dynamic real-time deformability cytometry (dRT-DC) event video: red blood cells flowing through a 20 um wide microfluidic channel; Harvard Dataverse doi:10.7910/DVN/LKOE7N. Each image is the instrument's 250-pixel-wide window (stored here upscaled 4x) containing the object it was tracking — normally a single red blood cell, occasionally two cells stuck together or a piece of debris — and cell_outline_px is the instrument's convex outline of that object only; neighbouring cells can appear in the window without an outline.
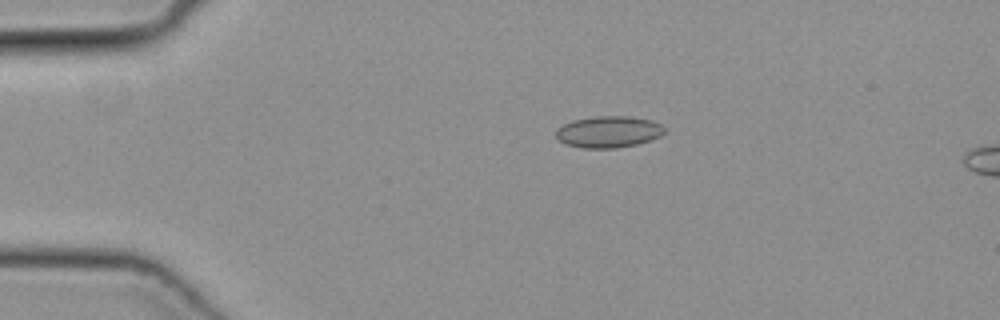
{"species": "common noctule bat (a hibernating species)", "species_latin": "Nyctalus noctula", "temperature_condition": "cold", "stored_images_in_passage": 5, "camera_frame_rate_fps": 3000, "um_per_image_px": 0.085, "animal": {"sex": "female", "body_mass_g": 19.3, "forearm_length_mm": 54.1}, "frame": {"image": 1, "passage_image": 1, "time_ms": 0.0, "image_size_px": [1000, 320], "cell_outline_px": [[668, 128], [660, 136], [636, 144], [616, 148], [584, 148], [564, 144], [556, 136], [556, 128], [572, 120], [596, 116], [628, 116], [652, 120]], "centroid_in_image_um": [51.72, 11.2], "position_along_channel_um": 33.3, "area_um2": 20.0}}